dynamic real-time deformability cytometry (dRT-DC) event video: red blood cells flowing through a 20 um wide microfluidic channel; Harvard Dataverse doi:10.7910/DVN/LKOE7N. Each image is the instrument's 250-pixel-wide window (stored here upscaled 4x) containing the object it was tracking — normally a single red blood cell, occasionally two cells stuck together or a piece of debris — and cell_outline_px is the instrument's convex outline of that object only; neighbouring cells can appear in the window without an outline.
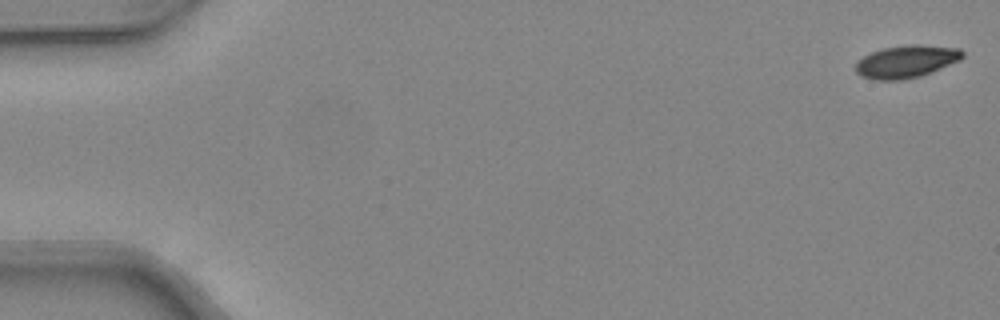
{"species": "common noctule bat (a hibernating species)", "species_latin": "Nyctalus noctula", "temperature_condition": "warm", "stored_images_in_passage": 39, "camera_frame_rate_fps": 3000, "um_per_image_px": 0.085, "animal": {"sex": "female", "body_mass_g": 24.6, "forearm_length_mm": 56.2}, "frame": {"image": 1, "passage_image": 1, "time_ms": 0.0, "image_size_px": [1000, 320], "cell_outline_px": [[964, 56], [960, 60], [932, 72], [920, 76], [904, 80], [876, 80], [860, 76], [856, 72], [856, 60], [872, 52], [884, 48], [908, 44], [916, 44], [960, 48], [964, 52]], "centroid_in_image_um": [77.04, 5.23], "position_along_channel_um": 8.0, "area_um2": 20.4}}
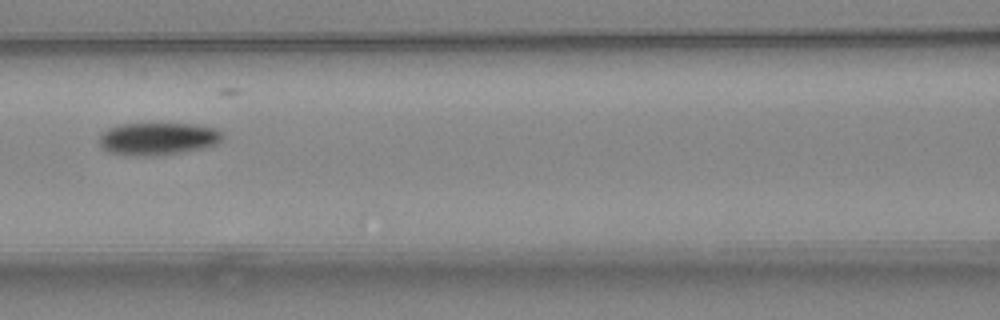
{"frame": {"image": 2, "passage_image": 22, "time_ms": 7.0, "image_size_px": [1000, 320], "cell_outline_px": [[224, 136], [216, 144], [200, 148], [180, 152], [152, 156], [124, 156], [108, 152], [100, 148], [100, 132], [108, 128], [120, 124], [196, 124], [216, 128], [224, 132]], "centroid_in_image_um": [13.37, 11.8], "position_along_channel_um": 153.2, "area_um2": 23.58}}
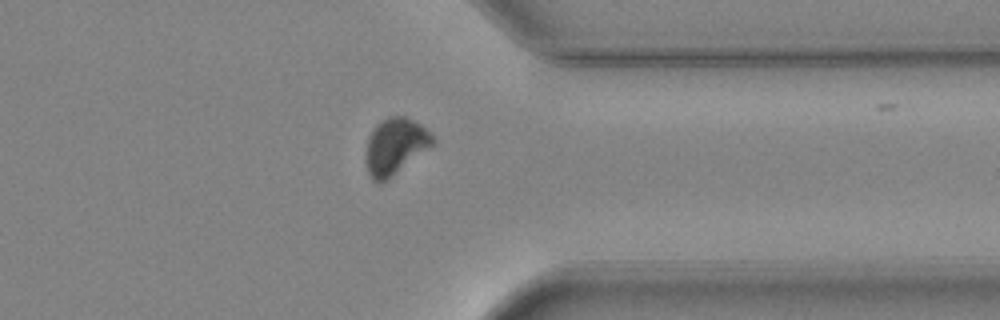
{"frame": {"image": 3, "passage_image": 38, "time_ms": 12.333, "image_size_px": [1000, 320], "cell_outline_px": [[436, 140], [432, 144], [388, 180], [372, 180], [368, 172], [364, 160], [364, 152], [368, 136], [376, 124], [388, 116], [404, 116], [420, 124]], "centroid_in_image_um": [33.52, 12.42], "position_along_channel_um": 377.9, "area_um2": 21.68}}